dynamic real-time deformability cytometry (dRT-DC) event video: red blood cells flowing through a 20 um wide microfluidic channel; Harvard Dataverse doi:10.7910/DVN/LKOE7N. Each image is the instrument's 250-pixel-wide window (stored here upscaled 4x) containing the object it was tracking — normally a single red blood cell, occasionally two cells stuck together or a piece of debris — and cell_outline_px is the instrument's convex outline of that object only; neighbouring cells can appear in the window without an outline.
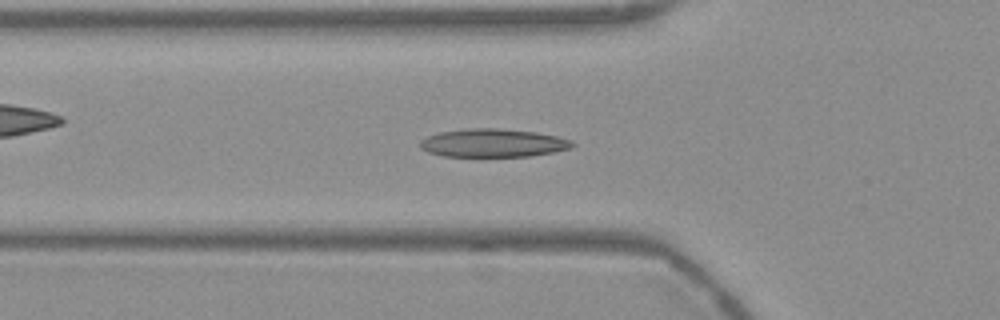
{"species": "Egyptian fruit bat (a non-hibernating species)", "species_latin": "Rousettus aegyptiacus", "temperature_condition": "warm", "stored_images_in_passage": 54, "camera_frame_rate_fps": 3000, "um_per_image_px": 0.085, "frame": {"image": 1, "passage_image": 18, "time_ms": 5.667, "image_size_px": [1000, 320], "cell_outline_px": [[576, 144], [572, 148], [552, 152], [528, 156], [444, 156], [428, 152], [420, 148], [420, 140], [428, 136], [440, 132], [468, 128], [500, 128], [536, 132], [556, 136], [572, 140]], "centroid_in_image_um": [41.92, 12.14], "position_along_channel_um": 83.9, "area_um2": 25.03}}
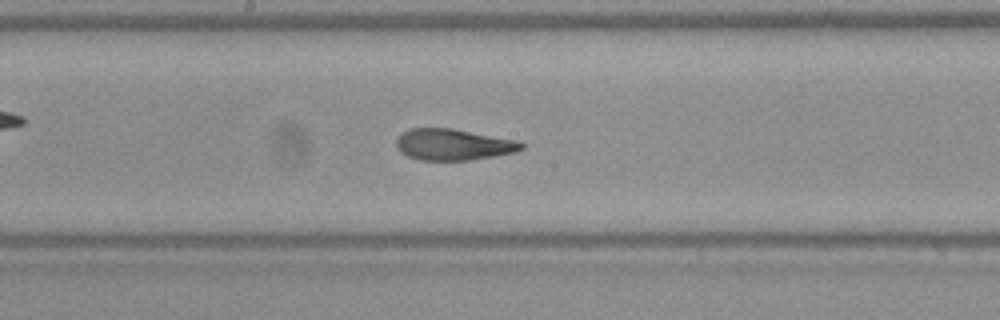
{"frame": {"image": 2, "passage_image": 28, "time_ms": 9.0, "image_size_px": [1000, 320], "cell_outline_px": [[524, 148], [516, 152], [472, 160], [420, 160], [408, 156], [400, 152], [396, 148], [396, 140], [404, 132], [412, 128], [452, 128], [516, 140], [524, 144]], "centroid_in_image_um": [38.53, 12.29], "position_along_channel_um": 209.7, "area_um2": 22.77}}
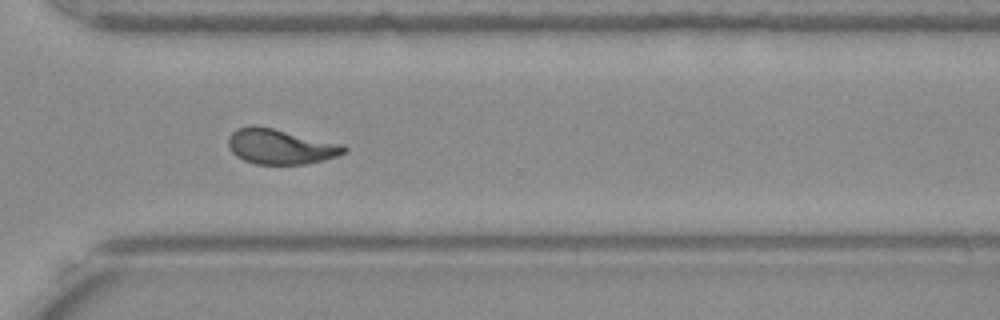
{"frame": {"image": 3, "passage_image": 39, "time_ms": 12.667, "image_size_px": [1000, 320], "cell_outline_px": [[348, 148], [344, 152], [336, 156], [324, 160], [304, 164], [256, 164], [244, 160], [236, 156], [228, 148], [228, 136], [236, 128], [252, 124], [272, 128], [340, 144]], "centroid_in_image_um": [23.76, 12.45], "position_along_channel_um": 346.8, "area_um2": 23.52}, "authors_computed_cell_mechanics": {"area_um2": 23.9003, "velocity_mm_per_s": 3.7439, "shape_relaxation_time_tau1_ms": 7.4539, "shape_relaxation_time_tau2_ms": 1.2767, "deformation_change_tau1": 0.2286, "deformation_change_tau2": 0.0689}}